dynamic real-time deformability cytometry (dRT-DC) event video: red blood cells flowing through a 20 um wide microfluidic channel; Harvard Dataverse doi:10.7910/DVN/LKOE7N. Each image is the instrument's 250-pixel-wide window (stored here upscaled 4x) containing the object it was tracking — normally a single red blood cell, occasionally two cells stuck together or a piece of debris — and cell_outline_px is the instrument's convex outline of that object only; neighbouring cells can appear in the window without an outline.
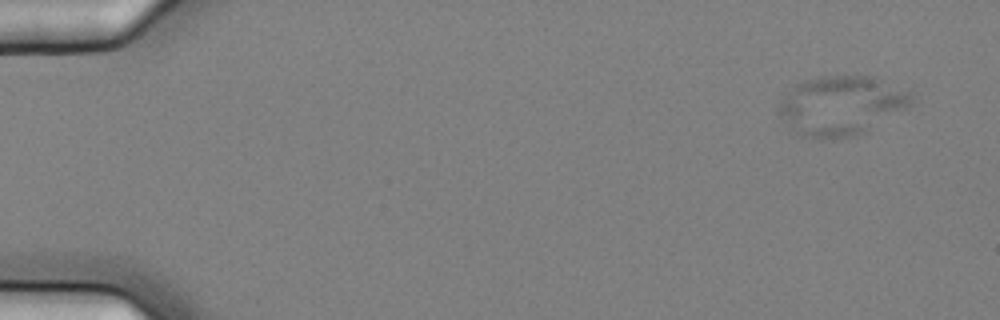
{"species": "common noctule bat (a hibernating species)", "species_latin": "Nyctalus noctula", "temperature_condition": "cold", "stored_images_in_passage": 8, "camera_frame_rate_fps": 3000, "um_per_image_px": 0.085, "animal": {"sex": "female", "body_mass_g": 25.1}, "frame": {"image": 1, "passage_image": 2, "time_ms": 0.333, "image_size_px": [1000, 320], "cell_outline_px": [[912, 104], [868, 132], [852, 136], [832, 140], [800, 136], [780, 116], [780, 100], [796, 84], [804, 80], [820, 76], [872, 76], [912, 92]], "centroid_in_image_um": [71.53, 8.98], "position_along_channel_um": 13.5, "area_um2": 45.84}}
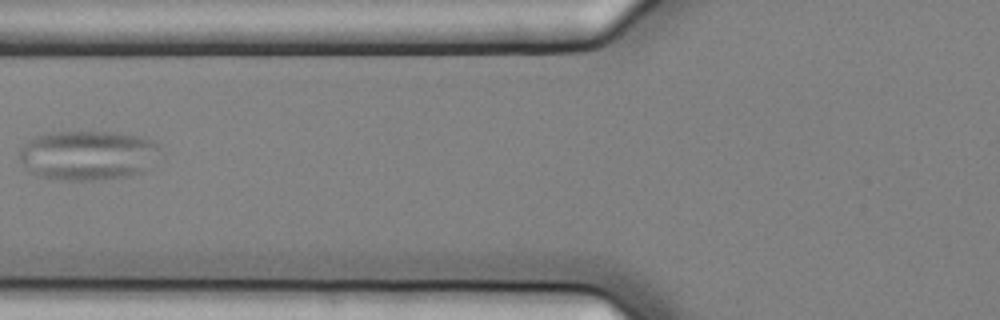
{"frame": {"image": 2, "passage_image": 7, "time_ms": 2.0, "image_size_px": [1000, 320], "cell_outline_px": [[160, 144], [144, 172], [128, 176], [92, 180], [60, 180], [36, 176], [28, 172], [20, 156], [20, 148], [28, 140], [36, 136], [52, 132], [112, 132], [136, 136], [152, 140]], "centroid_in_image_um": [7.39, 13.2], "position_along_channel_um": 118.4, "area_um2": 40.29}}